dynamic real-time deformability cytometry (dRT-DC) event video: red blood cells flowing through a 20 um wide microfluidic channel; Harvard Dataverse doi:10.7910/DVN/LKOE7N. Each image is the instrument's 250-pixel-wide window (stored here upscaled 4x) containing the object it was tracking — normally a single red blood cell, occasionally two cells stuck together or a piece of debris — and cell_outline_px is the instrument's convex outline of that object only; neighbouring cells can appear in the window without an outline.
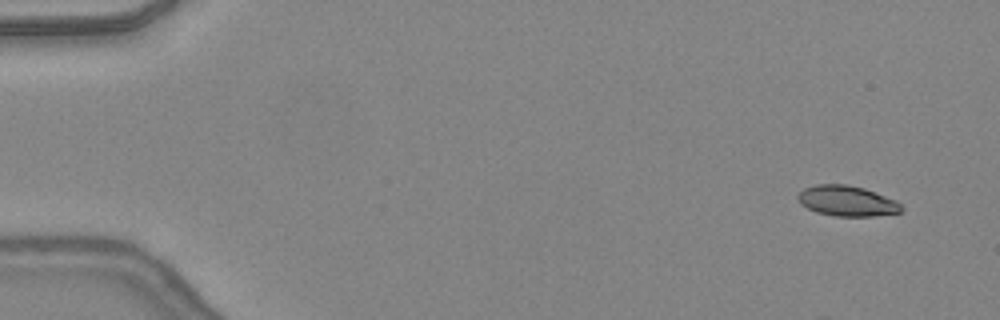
{"species": "common noctule bat (a hibernating species)", "species_latin": "Nyctalus noctula", "temperature_condition": "warm", "stored_images_in_passage": 39, "camera_frame_rate_fps": 3000, "um_per_image_px": 0.085, "animal": {"sex": "female", "body_mass_g": 24.6, "forearm_length_mm": 56.2}, "frame": {"image": 1, "passage_image": 1, "time_ms": 0.0, "image_size_px": [1000, 320], "cell_outline_px": [[904, 208], [900, 212], [872, 216], [836, 216], [816, 212], [800, 204], [796, 196], [804, 188], [816, 184], [848, 184], [864, 188], [896, 200]], "centroid_in_image_um": [71.97, 17.07], "position_along_channel_um": 13.0, "area_um2": 18.38}}
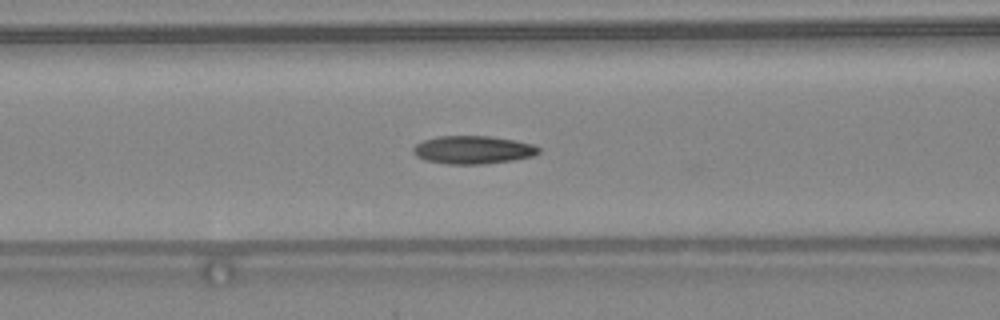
{"frame": {"image": 2, "passage_image": 18, "time_ms": 5.667, "image_size_px": [1000, 320], "cell_outline_px": [[540, 152], [532, 156], [512, 160], [484, 164], [448, 164], [424, 160], [416, 156], [412, 152], [412, 148], [416, 144], [424, 140], [440, 136], [488, 136], [516, 140], [532, 144], [540, 148]], "centroid_in_image_um": [40.18, 12.74], "position_along_channel_um": 126.4, "area_um2": 20.52}}
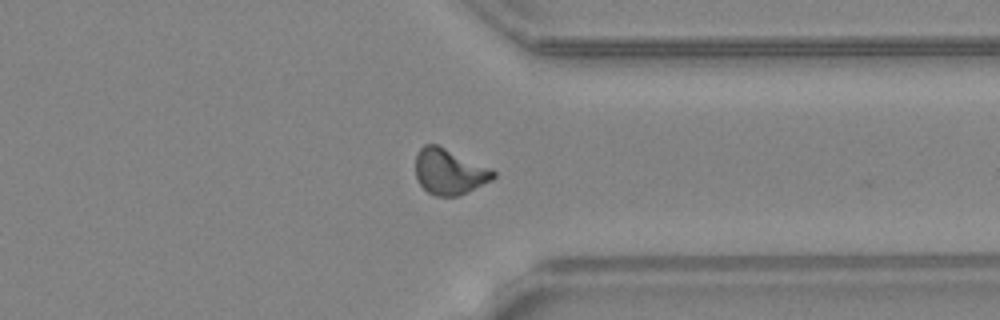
{"frame": {"image": 3, "passage_image": 35, "time_ms": 11.333, "image_size_px": [1000, 320], "cell_outline_px": [[496, 176], [492, 180], [460, 196], [436, 196], [428, 192], [416, 180], [416, 156], [420, 148], [424, 144], [436, 144], [492, 168], [496, 172]], "centroid_in_image_um": [38.21, 14.6], "position_along_channel_um": 373.2, "area_um2": 20.81}, "authors_computed_cell_mechanics": {"area_um2": 19.8832, "velocity_mm_per_s": 4.3961, "shape_relaxation_time_tau1_ms": 11.118, "shape_relaxation_time_tau2_ms": 2.3267, "deformation_change_tau1": 0.281, "deformation_change_tau2": 0.0877}}